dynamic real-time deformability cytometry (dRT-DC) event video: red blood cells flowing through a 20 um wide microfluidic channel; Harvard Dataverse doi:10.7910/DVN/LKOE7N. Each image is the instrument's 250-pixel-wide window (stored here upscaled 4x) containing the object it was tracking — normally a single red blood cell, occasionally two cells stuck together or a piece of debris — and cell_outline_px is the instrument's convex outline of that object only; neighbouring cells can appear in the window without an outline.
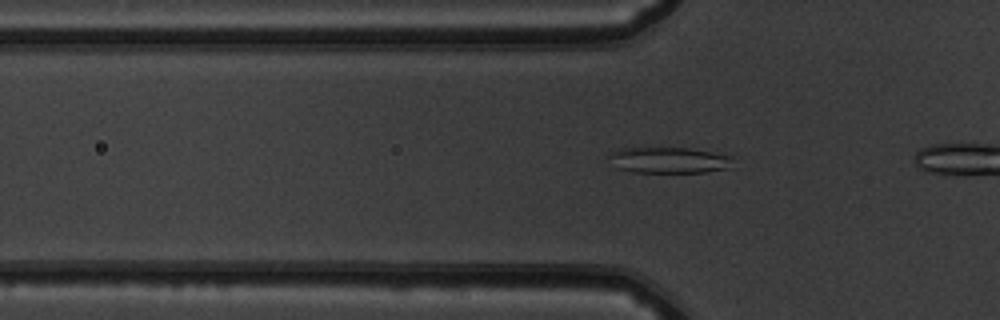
{"species": "common noctule bat (a hibernating species)", "species_latin": "Nyctalus noctula", "temperature_condition": "warm", "stored_images_in_passage": 23, "camera_frame_rate_fps": 3000, "um_per_image_px": 0.085, "animal": {"sex": "male", "body_mass_g": 19.5, "forearm_length_mm": 54.6}, "frame": {"image": 1, "passage_image": 14, "time_ms": 4.333, "image_size_px": [1000, 320], "cell_outline_px": [[736, 156], [732, 168], [704, 172], [632, 172], [616, 168], [604, 156], [620, 148], [688, 148]], "centroid_in_image_um": [56.88, 13.61], "position_along_channel_um": 68.9, "area_um2": 19.25}}